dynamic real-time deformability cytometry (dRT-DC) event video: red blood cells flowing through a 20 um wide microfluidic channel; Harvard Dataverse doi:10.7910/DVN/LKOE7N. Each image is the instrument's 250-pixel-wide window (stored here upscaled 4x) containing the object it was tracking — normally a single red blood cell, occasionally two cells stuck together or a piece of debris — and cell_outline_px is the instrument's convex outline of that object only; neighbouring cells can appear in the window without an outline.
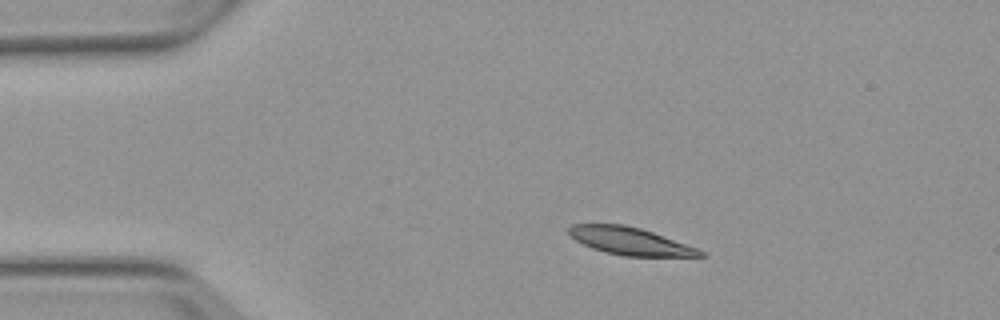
{"species": "Egyptian fruit bat (a non-hibernating species)", "species_latin": "Rousettus aegyptiacus", "temperature_condition": "warm", "stored_images_in_passage": 4, "camera_frame_rate_fps": 3000, "um_per_image_px": 0.085, "animal": {"sex": "female"}, "frame": {"image": 1, "passage_image": 2, "time_ms": 1.0, "image_size_px": [1000, 320], "cell_outline_px": [[708, 256], [624, 256], [604, 252], [592, 248], [576, 240], [568, 232], [568, 228], [572, 224], [624, 224], [640, 228], [652, 232], [696, 248], [704, 252]], "centroid_in_image_um": [53.53, 20.49], "position_along_channel_um": 31.5, "area_um2": 20.75}}
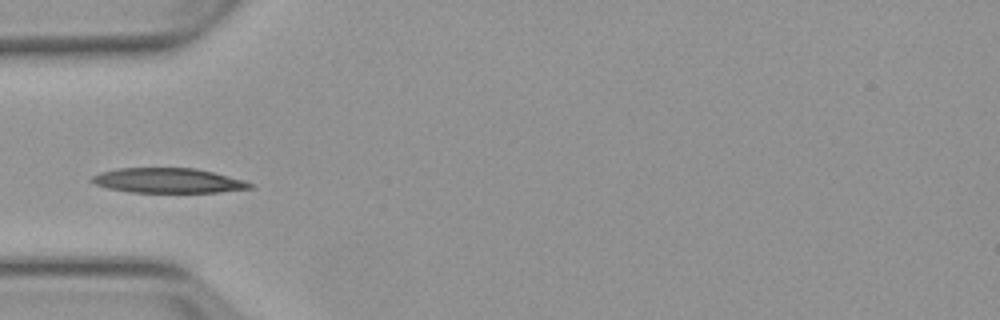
{"frame": {"image": 2, "passage_image": 4, "time_ms": 3.333, "image_size_px": [1000, 320], "cell_outline_px": [[252, 188], [220, 192], [132, 192], [108, 188], [96, 184], [88, 180], [92, 176], [100, 172], [120, 168], [196, 168], [244, 180], [252, 184]], "centroid_in_image_um": [14.26, 15.34], "position_along_channel_um": 70.7, "area_um2": 22.72}}